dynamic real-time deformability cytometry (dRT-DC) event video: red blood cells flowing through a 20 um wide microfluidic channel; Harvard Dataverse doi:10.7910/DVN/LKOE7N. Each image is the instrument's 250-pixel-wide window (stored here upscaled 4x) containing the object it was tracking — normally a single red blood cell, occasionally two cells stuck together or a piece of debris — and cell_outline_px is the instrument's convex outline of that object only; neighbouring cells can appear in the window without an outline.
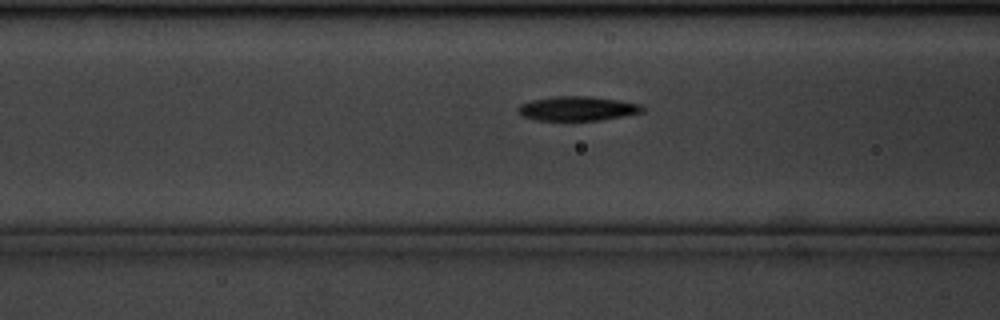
{"species": "common noctule bat (a hibernating species)", "species_latin": "Nyctalus noctula", "temperature_condition": "cold", "stored_images_in_passage": 38, "camera_frame_rate_fps": 3000, "um_per_image_px": 0.085, "animal": {"sex": "male", "body_mass_g": 20.1, "forearm_length_mm": 53.5}, "frame": {"image": 1, "passage_image": 6, "time_ms": 1.667, "image_size_px": [1000, 320], "cell_outline_px": [[644, 112], [600, 120], [536, 120], [524, 116], [516, 112], [516, 108], [520, 104], [532, 100], [556, 96], [592, 96], [620, 100], [640, 104], [644, 108]], "centroid_in_image_um": [49.07, 9.22], "position_along_channel_um": 117.5, "area_um2": 17.69}}
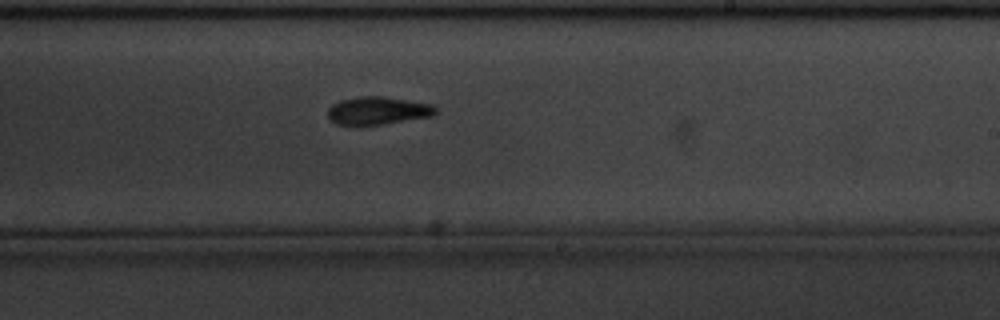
{"frame": {"image": 2, "passage_image": 18, "time_ms": 5.667, "image_size_px": [1000, 320], "cell_outline_px": [[436, 116], [384, 124], [336, 124], [328, 116], [328, 108], [332, 104], [340, 100], [360, 96], [384, 96], [432, 104], [436, 108]], "centroid_in_image_um": [32.16, 9.39], "position_along_channel_um": 256.8, "area_um2": 17.51}}
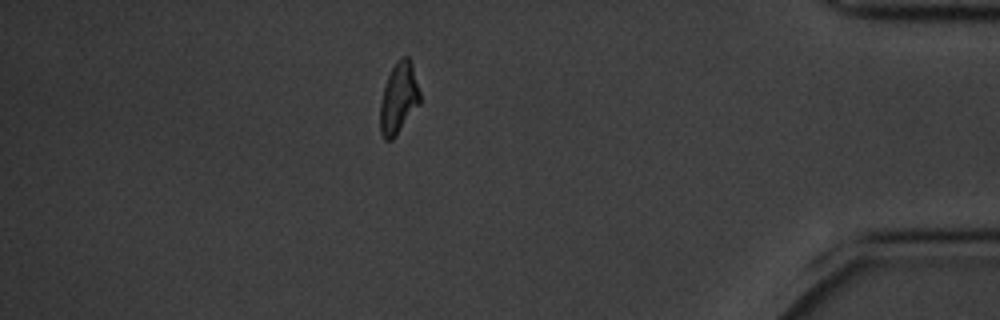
{"frame": {"image": 3, "passage_image": 34, "time_ms": 11.0, "image_size_px": [1000, 320], "cell_outline_px": [[420, 104], [396, 136], [392, 140], [384, 140], [380, 132], [380, 104], [384, 88], [388, 76], [396, 60], [400, 56], [408, 56], [412, 60], [420, 92]], "centroid_in_image_um": [33.9, 8.33], "position_along_channel_um": 401.3, "area_um2": 16.76}}